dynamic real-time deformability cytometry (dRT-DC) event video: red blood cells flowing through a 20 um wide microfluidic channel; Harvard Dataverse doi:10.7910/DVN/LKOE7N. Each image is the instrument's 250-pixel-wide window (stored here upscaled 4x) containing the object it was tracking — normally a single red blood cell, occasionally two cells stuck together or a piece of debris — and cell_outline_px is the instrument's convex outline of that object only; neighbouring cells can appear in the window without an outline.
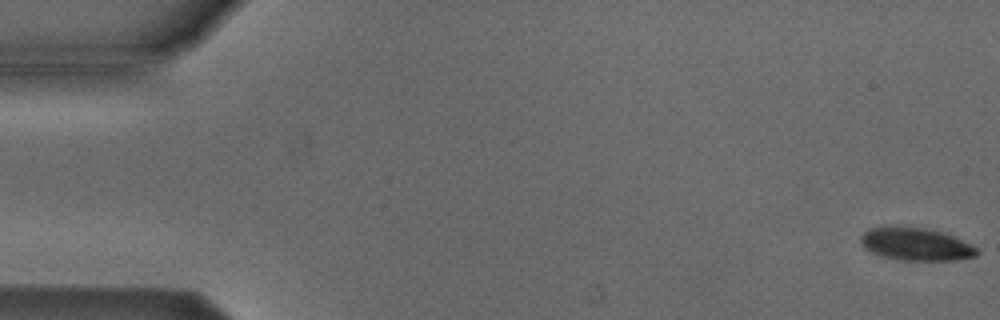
{"species": "Egyptian fruit bat (a non-hibernating species)", "species_latin": "Rousettus aegyptiacus", "temperature_condition": "cold", "stored_images_in_passage": 53, "camera_frame_rate_fps": 3000, "um_per_image_px": 0.085, "animal": {"sex": "male"}, "frame": {"image": 1, "passage_image": 1, "time_ms": 0.0, "image_size_px": [1000, 320], "cell_outline_px": [[980, 252], [976, 256], [960, 260], [900, 260], [880, 256], [864, 248], [860, 244], [860, 236], [868, 228], [884, 224], [924, 228], [940, 232], [952, 236], [976, 248]], "centroid_in_image_um": [77.76, 20.74], "position_along_channel_um": 7.2, "area_um2": 22.48}}
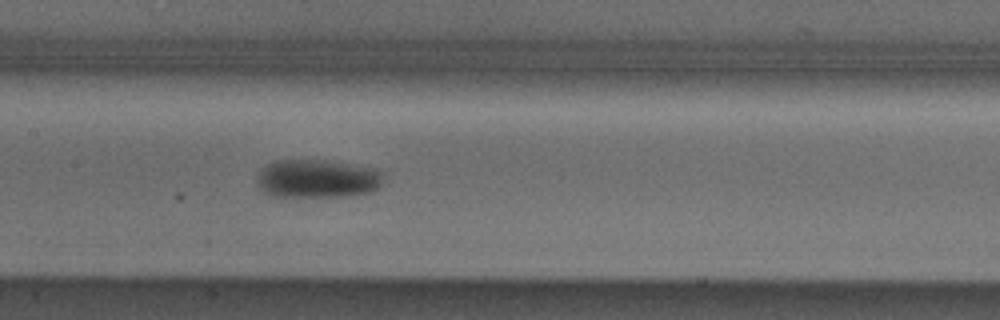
{"frame": {"image": 2, "passage_image": 26, "time_ms": 8.333, "image_size_px": [1000, 320], "cell_outline_px": [[380, 184], [372, 192], [348, 196], [272, 196], [260, 188], [256, 184], [256, 176], [260, 168], [276, 160], [328, 160], [376, 168], [380, 172]], "centroid_in_image_um": [26.92, 15.18], "position_along_channel_um": 180.5, "area_um2": 28.32}}
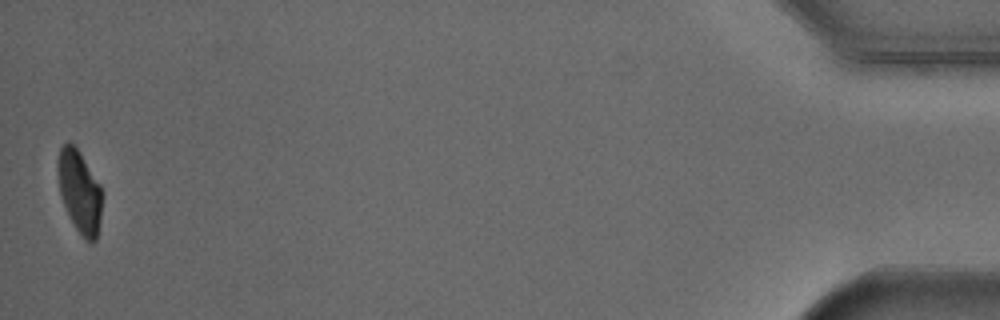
{"frame": {"image": 3, "passage_image": 53, "time_ms": 17.333, "image_size_px": [1000, 320], "cell_outline_px": [[104, 192], [100, 220], [96, 240], [88, 244], [80, 236], [68, 216], [60, 192], [56, 168], [56, 160], [60, 148], [68, 140], [80, 152], [100, 184]], "centroid_in_image_um": [6.77, 16.3], "position_along_channel_um": 428.4, "area_um2": 21.91}, "authors_computed_cell_mechanics": {"area_um2": 25.3164, "velocity_mm_per_s": 3.8465, "shape_relaxation_time_tau1_ms": 1.8853, "shape_relaxation_time_tau2_ms": null, "deformation_change_tau1": 0.109, "deformation_change_tau2": null}}